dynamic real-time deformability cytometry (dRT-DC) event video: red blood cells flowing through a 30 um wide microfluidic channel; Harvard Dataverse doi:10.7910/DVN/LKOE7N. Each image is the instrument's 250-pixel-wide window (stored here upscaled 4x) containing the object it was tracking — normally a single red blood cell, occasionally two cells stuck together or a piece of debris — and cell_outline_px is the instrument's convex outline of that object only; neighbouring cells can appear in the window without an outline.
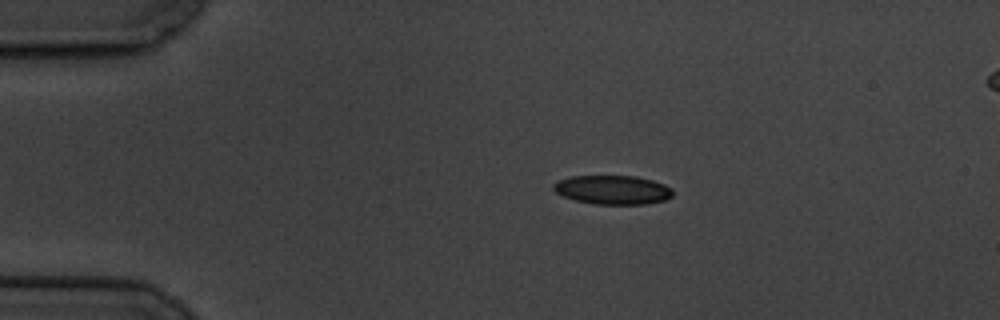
{"species": "common noctule bat (a hibernating species)", "species_latin": "Nyctalus noctula", "temperature_condition": "cold", "stored_images_in_passage": 3, "segment_of_instrument_passage": [1, 2], "camera_frame_rate_fps": 3000, "um_per_image_px": 0.085, "animal": {"sex": "male", "body_mass_g": 19.5, "forearm_length_mm": 54.6}, "frame": {"image": 1, "passage_image": 1, "time_ms": 0.0, "image_size_px": [1000, 320], "cell_outline_px": [[672, 196], [664, 200], [644, 204], [592, 204], [576, 200], [564, 196], [556, 192], [552, 188], [552, 184], [556, 180], [572, 176], [636, 176], [652, 180], [664, 184], [672, 188]], "centroid_in_image_um": [52.05, 16.13], "position_along_channel_um": 32.9, "area_um2": 20.17}}